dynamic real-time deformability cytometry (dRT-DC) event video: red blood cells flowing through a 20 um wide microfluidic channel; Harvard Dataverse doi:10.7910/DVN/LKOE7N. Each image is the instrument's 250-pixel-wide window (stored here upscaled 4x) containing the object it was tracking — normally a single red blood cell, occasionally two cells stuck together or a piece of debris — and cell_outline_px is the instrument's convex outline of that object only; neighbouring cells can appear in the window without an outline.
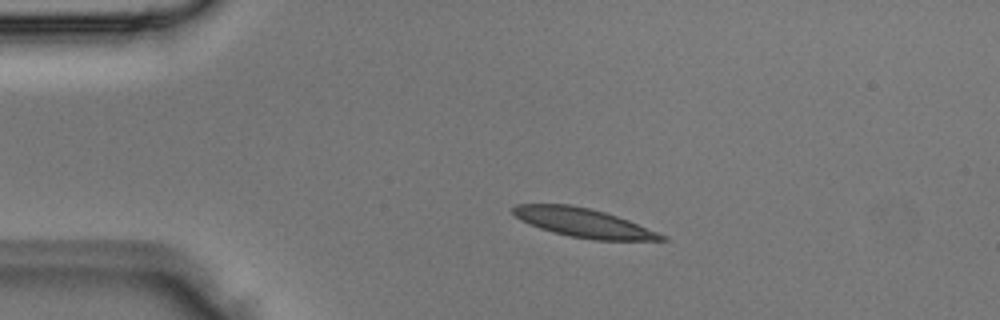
{"species": "Egyptian fruit bat (a non-hibernating species)", "species_latin": "Rousettus aegyptiacus", "temperature_condition": "room temperature", "stored_images_in_passage": 1, "camera_frame_rate_fps": 3000, "um_per_image_px": 0.085, "animal": {"sex": "male"}, "frame": {"image": 1, "passage_image": 1, "time_ms": 0.0, "image_size_px": [1000, 320], "cell_outline_px": [[668, 240], [596, 240], [572, 236], [552, 232], [540, 228], [516, 216], [512, 212], [512, 208], [516, 204], [568, 204], [588, 208], [604, 212], [628, 220], [668, 236]], "centroid_in_image_um": [49.63, 18.93], "position_along_channel_um": 35.4, "area_um2": 24.57}}